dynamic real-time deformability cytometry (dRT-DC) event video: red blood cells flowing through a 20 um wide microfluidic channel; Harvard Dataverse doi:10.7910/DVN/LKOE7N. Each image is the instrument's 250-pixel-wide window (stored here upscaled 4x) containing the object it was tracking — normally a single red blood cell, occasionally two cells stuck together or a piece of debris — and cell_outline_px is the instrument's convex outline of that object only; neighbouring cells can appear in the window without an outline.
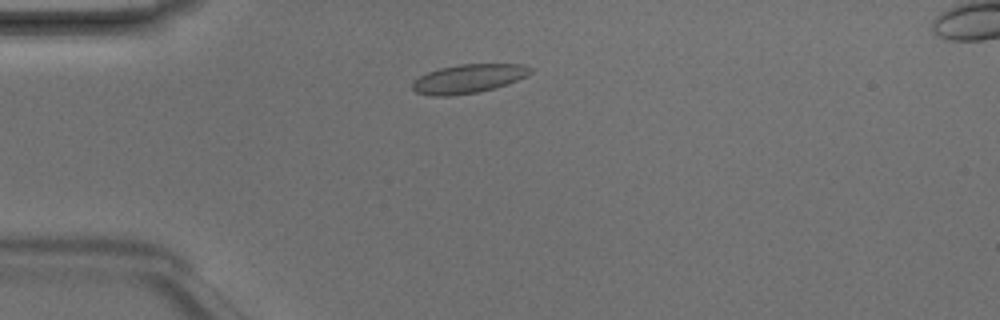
{"species": "Egyptian fruit bat (a non-hibernating species)", "species_latin": "Rousettus aegyptiacus", "temperature_condition": "room temperature", "stored_images_in_passage": 2, "camera_frame_rate_fps": 3000, "um_per_image_px": 0.085, "animal": {"sex": "male"}, "frame": {"image": 1, "passage_image": 1, "time_ms": 0.0, "image_size_px": [1000, 320], "cell_outline_px": [[532, 72], [516, 80], [492, 88], [476, 92], [448, 96], [428, 96], [416, 92], [412, 88], [412, 80], [428, 72], [440, 68], [460, 64], [524, 64], [532, 68]], "centroid_in_image_um": [39.75, 6.68], "position_along_channel_um": 45.2, "area_um2": 19.59}}